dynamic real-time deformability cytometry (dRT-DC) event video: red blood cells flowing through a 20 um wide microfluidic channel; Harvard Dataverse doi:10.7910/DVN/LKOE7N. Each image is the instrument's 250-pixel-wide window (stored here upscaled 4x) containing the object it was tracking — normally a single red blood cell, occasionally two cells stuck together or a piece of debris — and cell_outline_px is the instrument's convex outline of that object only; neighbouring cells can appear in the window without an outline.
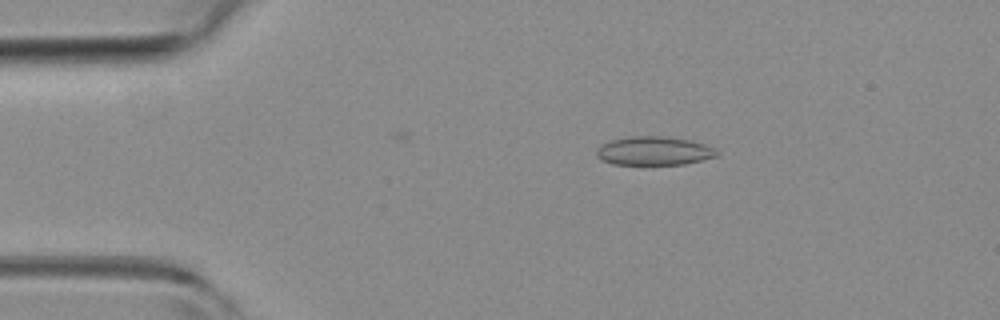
{"species": "common noctule bat (a hibernating species)", "species_latin": "Nyctalus noctula", "temperature_condition": "room temperature", "stored_images_in_passage": 47, "camera_frame_rate_fps": 3000, "um_per_image_px": 0.085, "animal": {"sex": "female", "body_mass_g": 19.3, "forearm_length_mm": 54.1}, "frame": {"image": 1, "passage_image": 9, "time_ms": 2.667, "image_size_px": [1000, 320], "cell_outline_px": [[720, 156], [684, 164], [612, 164], [600, 160], [596, 156], [596, 152], [600, 144], [612, 140], [632, 136], [660, 136], [688, 140], [704, 144], [720, 152]], "centroid_in_image_um": [55.57, 12.83], "position_along_channel_um": 29.4, "area_um2": 20.06}}
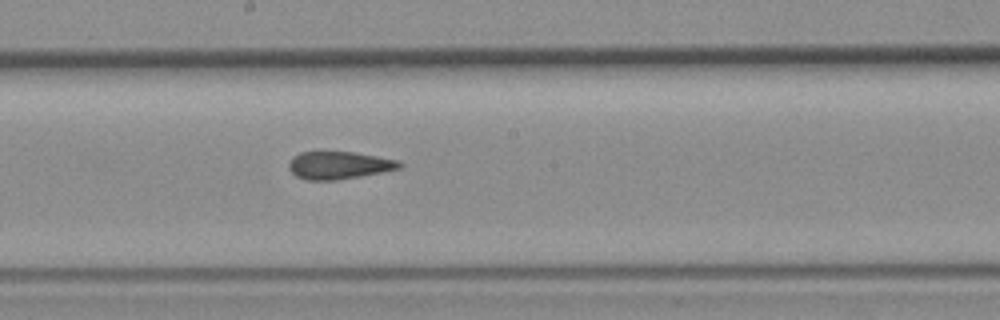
{"frame": {"image": 2, "passage_image": 27, "time_ms": 8.667, "image_size_px": [1000, 320], "cell_outline_px": [[404, 164], [400, 168], [360, 176], [336, 180], [304, 180], [296, 176], [288, 168], [288, 164], [292, 156], [300, 152], [352, 152], [400, 160]], "centroid_in_image_um": [28.79, 14.05], "position_along_channel_um": 219.4, "area_um2": 17.8}}
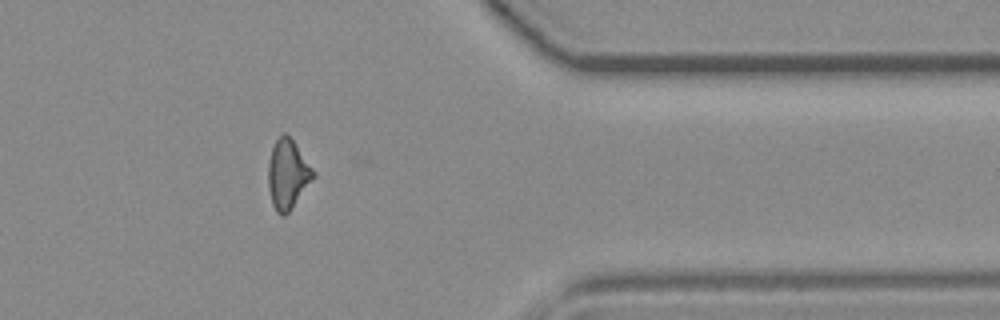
{"frame": {"image": 3, "passage_image": 41, "time_ms": 13.333, "image_size_px": [1000, 320], "cell_outline_px": [[316, 176], [288, 212], [284, 216], [280, 216], [276, 212], [272, 204], [268, 188], [268, 164], [272, 148], [276, 140], [284, 132], [292, 140], [316, 172]], "centroid_in_image_um": [24.45, 14.84], "position_along_channel_um": 387.0, "area_um2": 18.09}, "authors_computed_cell_mechanics": {"area_um2": 18.7272, "velocity_mm_per_s": 4.0118, "shape_relaxation_time_tau1_ms": null, "shape_relaxation_time_tau2_ms": 2.1695, "deformation_change_tau1": null, "deformation_change_tau2": 0.1065}}